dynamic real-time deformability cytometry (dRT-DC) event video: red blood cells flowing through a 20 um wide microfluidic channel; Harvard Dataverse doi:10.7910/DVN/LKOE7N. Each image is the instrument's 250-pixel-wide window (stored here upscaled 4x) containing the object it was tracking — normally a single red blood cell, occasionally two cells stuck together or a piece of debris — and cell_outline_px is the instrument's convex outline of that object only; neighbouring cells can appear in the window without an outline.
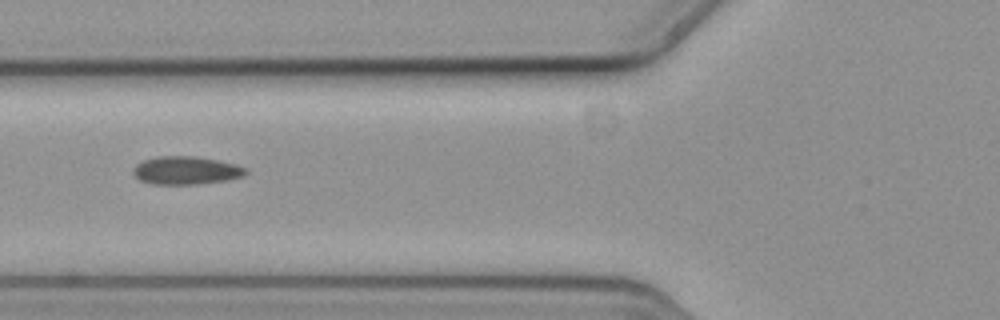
{"species": "common noctule bat (a hibernating species)", "species_latin": "Nyctalus noctula", "temperature_condition": "cold", "stored_images_in_passage": 10, "camera_frame_rate_fps": 3000, "um_per_image_px": 0.085, "animal": {"sex": "female", "body_mass_g": 19.3, "forearm_length_mm": 54.1}, "frame": {"image": 1, "passage_image": 7, "time_ms": 2.0, "image_size_px": [1000, 320], "cell_outline_px": [[248, 172], [244, 176], [228, 180], [196, 184], [152, 184], [140, 180], [132, 172], [132, 168], [136, 164], [144, 160], [156, 156], [196, 156], [236, 164], [248, 168]], "centroid_in_image_um": [15.83, 14.48], "position_along_channel_um": 110.0, "area_um2": 18.55}}
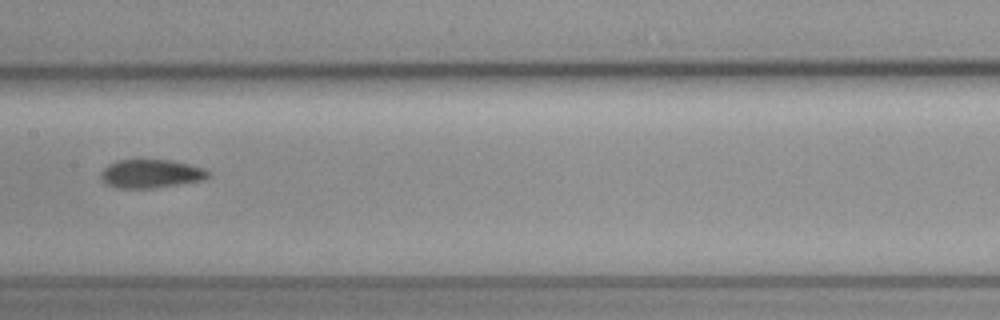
{"frame": {"image": 2, "passage_image": 9, "time_ms": 2.667, "image_size_px": [1000, 320], "cell_outline_px": [[208, 176], [204, 180], [156, 188], [116, 188], [104, 184], [100, 180], [100, 172], [108, 164], [116, 160], [172, 160], [204, 168], [208, 172]], "centroid_in_image_um": [12.77, 14.77], "position_along_channel_um": 194.6, "area_um2": 18.03}}